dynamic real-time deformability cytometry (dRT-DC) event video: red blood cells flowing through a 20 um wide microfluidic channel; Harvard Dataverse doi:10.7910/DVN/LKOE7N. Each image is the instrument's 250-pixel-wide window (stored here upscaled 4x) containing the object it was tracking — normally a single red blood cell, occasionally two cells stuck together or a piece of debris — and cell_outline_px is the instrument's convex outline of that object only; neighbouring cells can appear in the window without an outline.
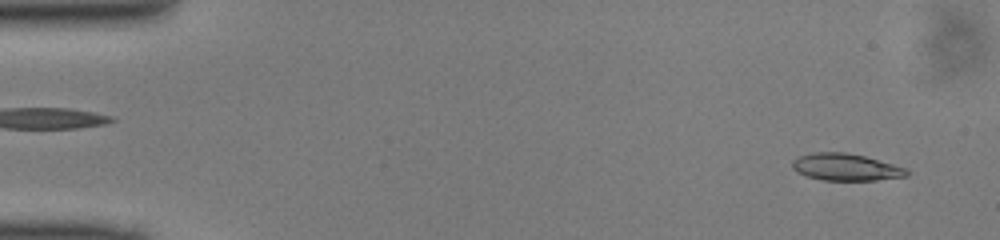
{"species": "common noctule bat (a hibernating species)", "species_latin": "Nyctalus noctula", "temperature_condition": "cold", "stored_images_in_passage": 14, "camera_frame_rate_fps": 3000, "um_per_image_px": 0.085, "animal": {"sex": "male", "body_mass_g": 13.0, "forearm_length_mm": 53.1}, "frame": {"image": 1, "passage_image": 2, "time_ms": 0.333, "image_size_px": [1000, 240], "cell_outline_px": [[908, 176], [876, 180], [820, 180], [796, 172], [792, 168], [792, 160], [800, 156], [812, 152], [844, 152], [864, 156], [892, 164], [904, 168], [908, 172]], "centroid_in_image_um": [71.84, 14.21], "position_along_channel_um": 13.2, "area_um2": 17.86}}